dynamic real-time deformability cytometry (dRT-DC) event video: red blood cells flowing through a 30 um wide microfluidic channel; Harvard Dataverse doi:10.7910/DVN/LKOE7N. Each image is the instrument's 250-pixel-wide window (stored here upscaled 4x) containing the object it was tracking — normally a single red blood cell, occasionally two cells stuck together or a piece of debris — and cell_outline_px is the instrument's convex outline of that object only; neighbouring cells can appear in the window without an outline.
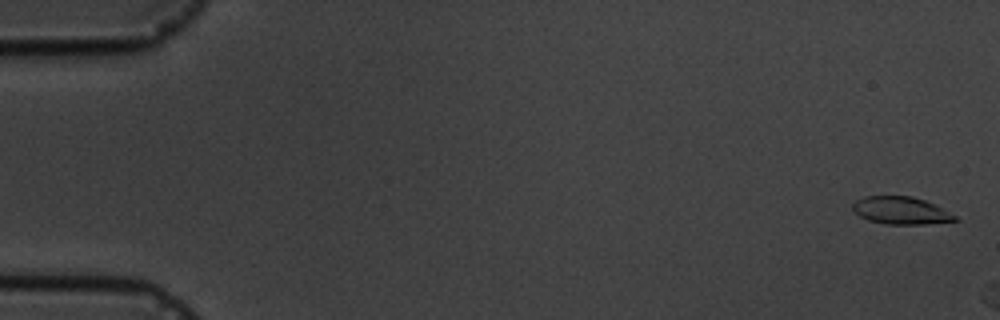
{"species": "common noctule bat (a hibernating species)", "species_latin": "Nyctalus noctula", "temperature_condition": "cold", "stored_images_in_passage": 2, "camera_frame_rate_fps": 3000, "um_per_image_px": 0.085, "animal": {"sex": "male", "body_mass_g": 19.5, "forearm_length_mm": 54.6}, "frame": {"image": 1, "passage_image": 1, "time_ms": 0.0, "image_size_px": [1000, 320], "cell_outline_px": [[960, 220], [924, 224], [884, 224], [868, 220], [860, 216], [852, 208], [852, 204], [856, 200], [864, 196], [912, 196], [924, 200], [956, 216]], "centroid_in_image_um": [76.54, 17.89], "position_along_channel_um": 8.5, "area_um2": 16.18}}